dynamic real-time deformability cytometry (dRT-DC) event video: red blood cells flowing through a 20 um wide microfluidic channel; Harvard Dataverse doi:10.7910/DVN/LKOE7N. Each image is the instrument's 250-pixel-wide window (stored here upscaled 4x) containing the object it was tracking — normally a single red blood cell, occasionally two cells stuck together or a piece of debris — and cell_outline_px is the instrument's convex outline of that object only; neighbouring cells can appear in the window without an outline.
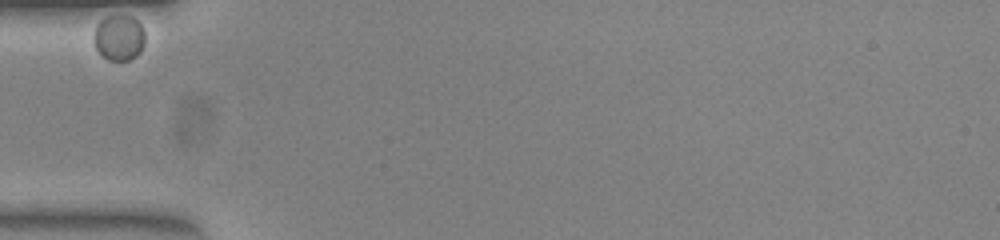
{"species": "common noctule bat (a hibernating species)", "species_latin": "Nyctalus noctula", "temperature_condition": "warm", "stored_images_in_passage": 32, "camera_frame_rate_fps": 3000, "um_per_image_px": 0.085, "animal": {"sex": "female", "body_mass_g": 23.0, "forearm_length_mm": 53.4}, "frame": {"image": 1, "passage_image": 1, "time_ms": 0.0, "image_size_px": [1000, 240], "cell_outline_px": [[144, 44], [140, 52], [136, 56], [128, 60], [108, 60], [96, 48], [96, 24], [100, 20], [108, 16], [132, 16], [140, 24], [144, 32]], "centroid_in_image_um": [10.15, 3.2], "position_along_channel_um": 74.9, "area_um2": 13.24}}
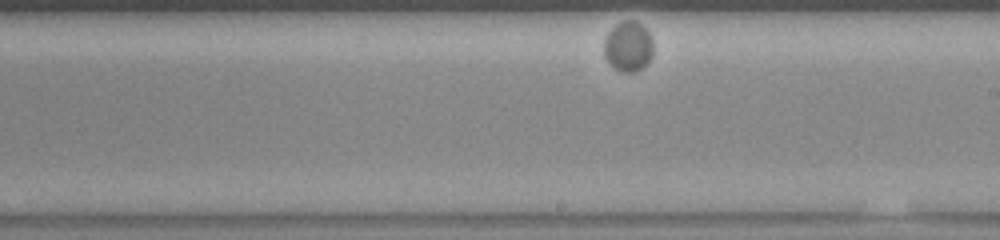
{"frame": {"image": 2, "passage_image": 19, "time_ms": 6.0, "image_size_px": [1000, 240], "cell_outline_px": [[652, 56], [636, 72], [620, 72], [608, 64], [604, 56], [604, 40], [608, 32], [616, 24], [624, 20], [632, 20], [640, 24], [652, 36]], "centroid_in_image_um": [53.36, 3.95], "position_along_channel_um": 235.6, "area_um2": 14.39}}
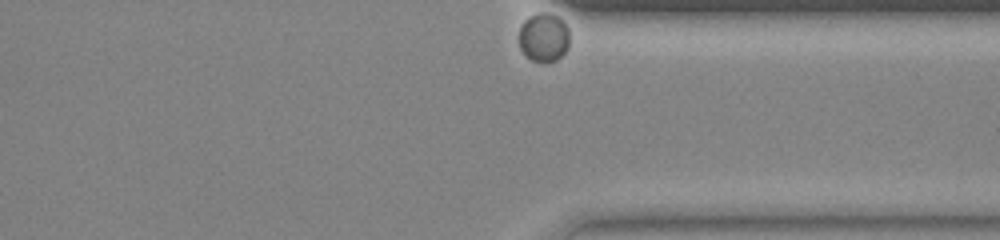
{"frame": {"image": 3, "passage_image": 32, "time_ms": 10.333, "image_size_px": [1000, 240], "cell_outline_px": [[568, 48], [556, 60], [532, 60], [524, 56], [520, 48], [520, 24], [528, 16], [536, 12], [548, 12], [556, 16], [568, 28]], "centroid_in_image_um": [46.18, 3.14], "position_along_channel_um": 365.2, "area_um2": 14.22}}